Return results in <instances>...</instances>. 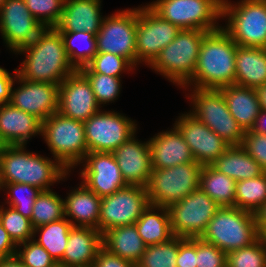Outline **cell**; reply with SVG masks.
Listing matches in <instances>:
<instances>
[{
	"instance_id": "obj_1",
	"label": "cell",
	"mask_w": 266,
	"mask_h": 267,
	"mask_svg": "<svg viewBox=\"0 0 266 267\" xmlns=\"http://www.w3.org/2000/svg\"><path fill=\"white\" fill-rule=\"evenodd\" d=\"M17 53L26 55L20 68L16 69L18 78L60 85L76 71L69 61L62 35L55 27L45 28Z\"/></svg>"
},
{
	"instance_id": "obj_2",
	"label": "cell",
	"mask_w": 266,
	"mask_h": 267,
	"mask_svg": "<svg viewBox=\"0 0 266 267\" xmlns=\"http://www.w3.org/2000/svg\"><path fill=\"white\" fill-rule=\"evenodd\" d=\"M237 44L222 29L208 32L200 48L192 78L183 86L216 89L235 84Z\"/></svg>"
},
{
	"instance_id": "obj_3",
	"label": "cell",
	"mask_w": 266,
	"mask_h": 267,
	"mask_svg": "<svg viewBox=\"0 0 266 267\" xmlns=\"http://www.w3.org/2000/svg\"><path fill=\"white\" fill-rule=\"evenodd\" d=\"M69 173L56 159L28 152L25 145H7L0 156V183L28 184L45 191Z\"/></svg>"
},
{
	"instance_id": "obj_4",
	"label": "cell",
	"mask_w": 266,
	"mask_h": 267,
	"mask_svg": "<svg viewBox=\"0 0 266 267\" xmlns=\"http://www.w3.org/2000/svg\"><path fill=\"white\" fill-rule=\"evenodd\" d=\"M201 238L226 254L248 247L260 238L256 215L237 207H221Z\"/></svg>"
},
{
	"instance_id": "obj_5",
	"label": "cell",
	"mask_w": 266,
	"mask_h": 267,
	"mask_svg": "<svg viewBox=\"0 0 266 267\" xmlns=\"http://www.w3.org/2000/svg\"><path fill=\"white\" fill-rule=\"evenodd\" d=\"M207 33L195 29L180 30L149 66L183 88L194 74L203 38Z\"/></svg>"
},
{
	"instance_id": "obj_6",
	"label": "cell",
	"mask_w": 266,
	"mask_h": 267,
	"mask_svg": "<svg viewBox=\"0 0 266 267\" xmlns=\"http://www.w3.org/2000/svg\"><path fill=\"white\" fill-rule=\"evenodd\" d=\"M41 135L53 159L69 172L80 165L88 153L83 121L56 112L42 122Z\"/></svg>"
},
{
	"instance_id": "obj_7",
	"label": "cell",
	"mask_w": 266,
	"mask_h": 267,
	"mask_svg": "<svg viewBox=\"0 0 266 267\" xmlns=\"http://www.w3.org/2000/svg\"><path fill=\"white\" fill-rule=\"evenodd\" d=\"M223 17L228 22L221 28L237 45L266 48V0H223Z\"/></svg>"
},
{
	"instance_id": "obj_8",
	"label": "cell",
	"mask_w": 266,
	"mask_h": 267,
	"mask_svg": "<svg viewBox=\"0 0 266 267\" xmlns=\"http://www.w3.org/2000/svg\"><path fill=\"white\" fill-rule=\"evenodd\" d=\"M202 167L198 162H189L165 169H153L145 186L149 203L168 207L199 189Z\"/></svg>"
},
{
	"instance_id": "obj_9",
	"label": "cell",
	"mask_w": 266,
	"mask_h": 267,
	"mask_svg": "<svg viewBox=\"0 0 266 267\" xmlns=\"http://www.w3.org/2000/svg\"><path fill=\"white\" fill-rule=\"evenodd\" d=\"M223 0H157L147 4L164 20L180 30L215 31L222 17Z\"/></svg>"
},
{
	"instance_id": "obj_10",
	"label": "cell",
	"mask_w": 266,
	"mask_h": 267,
	"mask_svg": "<svg viewBox=\"0 0 266 267\" xmlns=\"http://www.w3.org/2000/svg\"><path fill=\"white\" fill-rule=\"evenodd\" d=\"M192 89L188 98L193 110L189 113L230 146L241 145L245 131L230 114L223 93L216 89Z\"/></svg>"
},
{
	"instance_id": "obj_11",
	"label": "cell",
	"mask_w": 266,
	"mask_h": 267,
	"mask_svg": "<svg viewBox=\"0 0 266 267\" xmlns=\"http://www.w3.org/2000/svg\"><path fill=\"white\" fill-rule=\"evenodd\" d=\"M221 207L200 188L167 207L174 236L199 238Z\"/></svg>"
},
{
	"instance_id": "obj_12",
	"label": "cell",
	"mask_w": 266,
	"mask_h": 267,
	"mask_svg": "<svg viewBox=\"0 0 266 267\" xmlns=\"http://www.w3.org/2000/svg\"><path fill=\"white\" fill-rule=\"evenodd\" d=\"M137 16L138 7L104 16L96 34L97 52L119 55L136 67Z\"/></svg>"
},
{
	"instance_id": "obj_13",
	"label": "cell",
	"mask_w": 266,
	"mask_h": 267,
	"mask_svg": "<svg viewBox=\"0 0 266 267\" xmlns=\"http://www.w3.org/2000/svg\"><path fill=\"white\" fill-rule=\"evenodd\" d=\"M89 152H113L136 133L132 119L114 112L99 111L84 121Z\"/></svg>"
},
{
	"instance_id": "obj_14",
	"label": "cell",
	"mask_w": 266,
	"mask_h": 267,
	"mask_svg": "<svg viewBox=\"0 0 266 267\" xmlns=\"http://www.w3.org/2000/svg\"><path fill=\"white\" fill-rule=\"evenodd\" d=\"M149 204L146 188L135 185L101 197L98 230L103 234L113 227L135 224Z\"/></svg>"
},
{
	"instance_id": "obj_15",
	"label": "cell",
	"mask_w": 266,
	"mask_h": 267,
	"mask_svg": "<svg viewBox=\"0 0 266 267\" xmlns=\"http://www.w3.org/2000/svg\"><path fill=\"white\" fill-rule=\"evenodd\" d=\"M179 31L177 26L161 18L148 5L138 7L136 66L142 62L149 66Z\"/></svg>"
},
{
	"instance_id": "obj_16",
	"label": "cell",
	"mask_w": 266,
	"mask_h": 267,
	"mask_svg": "<svg viewBox=\"0 0 266 267\" xmlns=\"http://www.w3.org/2000/svg\"><path fill=\"white\" fill-rule=\"evenodd\" d=\"M43 26L28 10L24 0H6L0 10V33L14 53L30 44Z\"/></svg>"
},
{
	"instance_id": "obj_17",
	"label": "cell",
	"mask_w": 266,
	"mask_h": 267,
	"mask_svg": "<svg viewBox=\"0 0 266 267\" xmlns=\"http://www.w3.org/2000/svg\"><path fill=\"white\" fill-rule=\"evenodd\" d=\"M87 77L76 70L59 85L58 112L68 118L86 121L100 111Z\"/></svg>"
},
{
	"instance_id": "obj_18",
	"label": "cell",
	"mask_w": 266,
	"mask_h": 267,
	"mask_svg": "<svg viewBox=\"0 0 266 267\" xmlns=\"http://www.w3.org/2000/svg\"><path fill=\"white\" fill-rule=\"evenodd\" d=\"M174 125L183 135L194 160L202 166L211 165L230 146L189 112L179 116Z\"/></svg>"
},
{
	"instance_id": "obj_19",
	"label": "cell",
	"mask_w": 266,
	"mask_h": 267,
	"mask_svg": "<svg viewBox=\"0 0 266 267\" xmlns=\"http://www.w3.org/2000/svg\"><path fill=\"white\" fill-rule=\"evenodd\" d=\"M82 183L99 197L127 186L112 152H89L82 161Z\"/></svg>"
},
{
	"instance_id": "obj_20",
	"label": "cell",
	"mask_w": 266,
	"mask_h": 267,
	"mask_svg": "<svg viewBox=\"0 0 266 267\" xmlns=\"http://www.w3.org/2000/svg\"><path fill=\"white\" fill-rule=\"evenodd\" d=\"M15 81L20 86L15 89L12 85L9 101L12 106L34 115L42 122L58 112V84L32 82L18 76Z\"/></svg>"
},
{
	"instance_id": "obj_21",
	"label": "cell",
	"mask_w": 266,
	"mask_h": 267,
	"mask_svg": "<svg viewBox=\"0 0 266 267\" xmlns=\"http://www.w3.org/2000/svg\"><path fill=\"white\" fill-rule=\"evenodd\" d=\"M132 135L112 153L127 185L145 187L152 173L149 140L140 142Z\"/></svg>"
},
{
	"instance_id": "obj_22",
	"label": "cell",
	"mask_w": 266,
	"mask_h": 267,
	"mask_svg": "<svg viewBox=\"0 0 266 267\" xmlns=\"http://www.w3.org/2000/svg\"><path fill=\"white\" fill-rule=\"evenodd\" d=\"M149 147L152 169H165L179 164L196 162L183 135L175 125L171 131L159 132L150 138Z\"/></svg>"
},
{
	"instance_id": "obj_23",
	"label": "cell",
	"mask_w": 266,
	"mask_h": 267,
	"mask_svg": "<svg viewBox=\"0 0 266 267\" xmlns=\"http://www.w3.org/2000/svg\"><path fill=\"white\" fill-rule=\"evenodd\" d=\"M102 247V233L98 229L73 226L60 263L66 267H92Z\"/></svg>"
},
{
	"instance_id": "obj_24",
	"label": "cell",
	"mask_w": 266,
	"mask_h": 267,
	"mask_svg": "<svg viewBox=\"0 0 266 267\" xmlns=\"http://www.w3.org/2000/svg\"><path fill=\"white\" fill-rule=\"evenodd\" d=\"M101 0H65L60 21L55 26L59 32L99 31L104 17Z\"/></svg>"
},
{
	"instance_id": "obj_25",
	"label": "cell",
	"mask_w": 266,
	"mask_h": 267,
	"mask_svg": "<svg viewBox=\"0 0 266 267\" xmlns=\"http://www.w3.org/2000/svg\"><path fill=\"white\" fill-rule=\"evenodd\" d=\"M41 130L42 121L34 115L10 103L0 105V136L7 145H26Z\"/></svg>"
},
{
	"instance_id": "obj_26",
	"label": "cell",
	"mask_w": 266,
	"mask_h": 267,
	"mask_svg": "<svg viewBox=\"0 0 266 267\" xmlns=\"http://www.w3.org/2000/svg\"><path fill=\"white\" fill-rule=\"evenodd\" d=\"M101 197L88 189L82 182L72 189L64 199L65 217L73 226L98 229ZM74 220V221H73Z\"/></svg>"
},
{
	"instance_id": "obj_27",
	"label": "cell",
	"mask_w": 266,
	"mask_h": 267,
	"mask_svg": "<svg viewBox=\"0 0 266 267\" xmlns=\"http://www.w3.org/2000/svg\"><path fill=\"white\" fill-rule=\"evenodd\" d=\"M235 85L257 88L266 83V48L237 46Z\"/></svg>"
},
{
	"instance_id": "obj_28",
	"label": "cell",
	"mask_w": 266,
	"mask_h": 267,
	"mask_svg": "<svg viewBox=\"0 0 266 267\" xmlns=\"http://www.w3.org/2000/svg\"><path fill=\"white\" fill-rule=\"evenodd\" d=\"M219 90L224 95L230 114L244 131L251 130L261 111L255 89L233 84Z\"/></svg>"
},
{
	"instance_id": "obj_29",
	"label": "cell",
	"mask_w": 266,
	"mask_h": 267,
	"mask_svg": "<svg viewBox=\"0 0 266 267\" xmlns=\"http://www.w3.org/2000/svg\"><path fill=\"white\" fill-rule=\"evenodd\" d=\"M102 244L108 252L132 262L138 263L146 245L138 234L135 224L113 227L102 234Z\"/></svg>"
},
{
	"instance_id": "obj_30",
	"label": "cell",
	"mask_w": 266,
	"mask_h": 267,
	"mask_svg": "<svg viewBox=\"0 0 266 267\" xmlns=\"http://www.w3.org/2000/svg\"><path fill=\"white\" fill-rule=\"evenodd\" d=\"M211 166L236 182L260 176L265 171L241 145H232Z\"/></svg>"
},
{
	"instance_id": "obj_31",
	"label": "cell",
	"mask_w": 266,
	"mask_h": 267,
	"mask_svg": "<svg viewBox=\"0 0 266 267\" xmlns=\"http://www.w3.org/2000/svg\"><path fill=\"white\" fill-rule=\"evenodd\" d=\"M135 225L146 246L165 243L174 237L167 207L149 204Z\"/></svg>"
},
{
	"instance_id": "obj_32",
	"label": "cell",
	"mask_w": 266,
	"mask_h": 267,
	"mask_svg": "<svg viewBox=\"0 0 266 267\" xmlns=\"http://www.w3.org/2000/svg\"><path fill=\"white\" fill-rule=\"evenodd\" d=\"M199 188L220 207H235L236 181L211 165L202 167Z\"/></svg>"
},
{
	"instance_id": "obj_33",
	"label": "cell",
	"mask_w": 266,
	"mask_h": 267,
	"mask_svg": "<svg viewBox=\"0 0 266 267\" xmlns=\"http://www.w3.org/2000/svg\"><path fill=\"white\" fill-rule=\"evenodd\" d=\"M72 227L71 222L65 217L59 221L34 228L35 238L33 240L42 246L57 263H60L63 259ZM36 234H40L38 239H36Z\"/></svg>"
},
{
	"instance_id": "obj_34",
	"label": "cell",
	"mask_w": 266,
	"mask_h": 267,
	"mask_svg": "<svg viewBox=\"0 0 266 267\" xmlns=\"http://www.w3.org/2000/svg\"><path fill=\"white\" fill-rule=\"evenodd\" d=\"M266 203V172L236 182L235 207L256 213Z\"/></svg>"
},
{
	"instance_id": "obj_35",
	"label": "cell",
	"mask_w": 266,
	"mask_h": 267,
	"mask_svg": "<svg viewBox=\"0 0 266 267\" xmlns=\"http://www.w3.org/2000/svg\"><path fill=\"white\" fill-rule=\"evenodd\" d=\"M69 61L76 70L87 66L97 53L96 35L85 31L60 32ZM83 44L85 49H75V44ZM82 46V45H81ZM83 47V48H84Z\"/></svg>"
},
{
	"instance_id": "obj_36",
	"label": "cell",
	"mask_w": 266,
	"mask_h": 267,
	"mask_svg": "<svg viewBox=\"0 0 266 267\" xmlns=\"http://www.w3.org/2000/svg\"><path fill=\"white\" fill-rule=\"evenodd\" d=\"M65 218L64 199L52 190L41 191L33 205L31 223L34 228Z\"/></svg>"
},
{
	"instance_id": "obj_37",
	"label": "cell",
	"mask_w": 266,
	"mask_h": 267,
	"mask_svg": "<svg viewBox=\"0 0 266 267\" xmlns=\"http://www.w3.org/2000/svg\"><path fill=\"white\" fill-rule=\"evenodd\" d=\"M185 238L174 236L168 242L146 246L137 267H177L179 244Z\"/></svg>"
},
{
	"instance_id": "obj_38",
	"label": "cell",
	"mask_w": 266,
	"mask_h": 267,
	"mask_svg": "<svg viewBox=\"0 0 266 267\" xmlns=\"http://www.w3.org/2000/svg\"><path fill=\"white\" fill-rule=\"evenodd\" d=\"M0 189L7 191L9 199L6 203H8L10 207L14 208L24 217L31 219L33 214V205L42 190L34 186L21 183H0ZM22 195L24 196L22 197Z\"/></svg>"
},
{
	"instance_id": "obj_39",
	"label": "cell",
	"mask_w": 266,
	"mask_h": 267,
	"mask_svg": "<svg viewBox=\"0 0 266 267\" xmlns=\"http://www.w3.org/2000/svg\"><path fill=\"white\" fill-rule=\"evenodd\" d=\"M80 71L89 80L96 101L100 107L102 104H109V102L112 103V101L114 102L117 99L121 90V77L94 73L88 66L81 68Z\"/></svg>"
},
{
	"instance_id": "obj_40",
	"label": "cell",
	"mask_w": 266,
	"mask_h": 267,
	"mask_svg": "<svg viewBox=\"0 0 266 267\" xmlns=\"http://www.w3.org/2000/svg\"><path fill=\"white\" fill-rule=\"evenodd\" d=\"M0 221L8 235L17 245L34 238V227L31 220L24 217L14 208L10 206L4 208L1 205Z\"/></svg>"
},
{
	"instance_id": "obj_41",
	"label": "cell",
	"mask_w": 266,
	"mask_h": 267,
	"mask_svg": "<svg viewBox=\"0 0 266 267\" xmlns=\"http://www.w3.org/2000/svg\"><path fill=\"white\" fill-rule=\"evenodd\" d=\"M227 267H266V245L260 237L248 247L227 254Z\"/></svg>"
},
{
	"instance_id": "obj_42",
	"label": "cell",
	"mask_w": 266,
	"mask_h": 267,
	"mask_svg": "<svg viewBox=\"0 0 266 267\" xmlns=\"http://www.w3.org/2000/svg\"><path fill=\"white\" fill-rule=\"evenodd\" d=\"M30 13L45 28L55 27L60 21L65 0H24Z\"/></svg>"
},
{
	"instance_id": "obj_43",
	"label": "cell",
	"mask_w": 266,
	"mask_h": 267,
	"mask_svg": "<svg viewBox=\"0 0 266 267\" xmlns=\"http://www.w3.org/2000/svg\"><path fill=\"white\" fill-rule=\"evenodd\" d=\"M87 66L94 73H101L113 77H120L121 73L132 71L135 68L126 58L107 52H97Z\"/></svg>"
},
{
	"instance_id": "obj_44",
	"label": "cell",
	"mask_w": 266,
	"mask_h": 267,
	"mask_svg": "<svg viewBox=\"0 0 266 267\" xmlns=\"http://www.w3.org/2000/svg\"><path fill=\"white\" fill-rule=\"evenodd\" d=\"M23 246L22 250L20 249ZM16 256L26 267H52L56 261L35 240L17 245Z\"/></svg>"
},
{
	"instance_id": "obj_45",
	"label": "cell",
	"mask_w": 266,
	"mask_h": 267,
	"mask_svg": "<svg viewBox=\"0 0 266 267\" xmlns=\"http://www.w3.org/2000/svg\"><path fill=\"white\" fill-rule=\"evenodd\" d=\"M227 254L215 245L196 238V267H227Z\"/></svg>"
},
{
	"instance_id": "obj_46",
	"label": "cell",
	"mask_w": 266,
	"mask_h": 267,
	"mask_svg": "<svg viewBox=\"0 0 266 267\" xmlns=\"http://www.w3.org/2000/svg\"><path fill=\"white\" fill-rule=\"evenodd\" d=\"M241 146L266 172V135L247 130Z\"/></svg>"
},
{
	"instance_id": "obj_47",
	"label": "cell",
	"mask_w": 266,
	"mask_h": 267,
	"mask_svg": "<svg viewBox=\"0 0 266 267\" xmlns=\"http://www.w3.org/2000/svg\"><path fill=\"white\" fill-rule=\"evenodd\" d=\"M177 267H196V238H185L180 244Z\"/></svg>"
},
{
	"instance_id": "obj_48",
	"label": "cell",
	"mask_w": 266,
	"mask_h": 267,
	"mask_svg": "<svg viewBox=\"0 0 266 267\" xmlns=\"http://www.w3.org/2000/svg\"><path fill=\"white\" fill-rule=\"evenodd\" d=\"M135 265L119 256L113 255L105 248H101L93 262L92 267H134Z\"/></svg>"
},
{
	"instance_id": "obj_49",
	"label": "cell",
	"mask_w": 266,
	"mask_h": 267,
	"mask_svg": "<svg viewBox=\"0 0 266 267\" xmlns=\"http://www.w3.org/2000/svg\"><path fill=\"white\" fill-rule=\"evenodd\" d=\"M14 71V76H12L6 69L0 67V105L10 101L11 88L17 77V70L14 69Z\"/></svg>"
},
{
	"instance_id": "obj_50",
	"label": "cell",
	"mask_w": 266,
	"mask_h": 267,
	"mask_svg": "<svg viewBox=\"0 0 266 267\" xmlns=\"http://www.w3.org/2000/svg\"><path fill=\"white\" fill-rule=\"evenodd\" d=\"M17 244L8 235L0 221V259L16 256Z\"/></svg>"
},
{
	"instance_id": "obj_51",
	"label": "cell",
	"mask_w": 266,
	"mask_h": 267,
	"mask_svg": "<svg viewBox=\"0 0 266 267\" xmlns=\"http://www.w3.org/2000/svg\"><path fill=\"white\" fill-rule=\"evenodd\" d=\"M260 236L266 231V203L255 213Z\"/></svg>"
},
{
	"instance_id": "obj_52",
	"label": "cell",
	"mask_w": 266,
	"mask_h": 267,
	"mask_svg": "<svg viewBox=\"0 0 266 267\" xmlns=\"http://www.w3.org/2000/svg\"><path fill=\"white\" fill-rule=\"evenodd\" d=\"M254 132L266 135V110H261L256 119L255 126L252 128Z\"/></svg>"
},
{
	"instance_id": "obj_53",
	"label": "cell",
	"mask_w": 266,
	"mask_h": 267,
	"mask_svg": "<svg viewBox=\"0 0 266 267\" xmlns=\"http://www.w3.org/2000/svg\"><path fill=\"white\" fill-rule=\"evenodd\" d=\"M0 267H26L17 256L0 259Z\"/></svg>"
},
{
	"instance_id": "obj_54",
	"label": "cell",
	"mask_w": 266,
	"mask_h": 267,
	"mask_svg": "<svg viewBox=\"0 0 266 267\" xmlns=\"http://www.w3.org/2000/svg\"><path fill=\"white\" fill-rule=\"evenodd\" d=\"M261 110H266V83L255 88Z\"/></svg>"
},
{
	"instance_id": "obj_55",
	"label": "cell",
	"mask_w": 266,
	"mask_h": 267,
	"mask_svg": "<svg viewBox=\"0 0 266 267\" xmlns=\"http://www.w3.org/2000/svg\"><path fill=\"white\" fill-rule=\"evenodd\" d=\"M7 147V144L2 140L1 136H0V156L2 155V153L4 152V149Z\"/></svg>"
},
{
	"instance_id": "obj_56",
	"label": "cell",
	"mask_w": 266,
	"mask_h": 267,
	"mask_svg": "<svg viewBox=\"0 0 266 267\" xmlns=\"http://www.w3.org/2000/svg\"><path fill=\"white\" fill-rule=\"evenodd\" d=\"M52 267H66V266L64 264L56 262Z\"/></svg>"
},
{
	"instance_id": "obj_57",
	"label": "cell",
	"mask_w": 266,
	"mask_h": 267,
	"mask_svg": "<svg viewBox=\"0 0 266 267\" xmlns=\"http://www.w3.org/2000/svg\"><path fill=\"white\" fill-rule=\"evenodd\" d=\"M266 245V231L260 236Z\"/></svg>"
},
{
	"instance_id": "obj_58",
	"label": "cell",
	"mask_w": 266,
	"mask_h": 267,
	"mask_svg": "<svg viewBox=\"0 0 266 267\" xmlns=\"http://www.w3.org/2000/svg\"><path fill=\"white\" fill-rule=\"evenodd\" d=\"M5 1L6 0H0V10H1V8H2V6H3V4H4Z\"/></svg>"
}]
</instances>
